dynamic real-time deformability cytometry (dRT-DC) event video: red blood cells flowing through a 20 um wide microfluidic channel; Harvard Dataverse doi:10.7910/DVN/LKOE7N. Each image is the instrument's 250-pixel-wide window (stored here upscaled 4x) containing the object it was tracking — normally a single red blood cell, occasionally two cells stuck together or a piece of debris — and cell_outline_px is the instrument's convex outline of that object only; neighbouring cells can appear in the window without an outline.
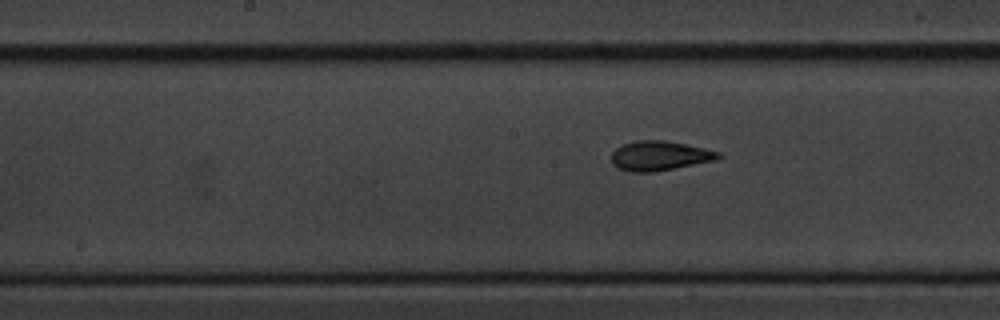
{"species": "common noctule bat (a hibernating species)", "species_latin": "Nyctalus noctula", "temperature_condition": "cold", "stored_images_in_passage": 7, "camera_frame_rate_fps": 3000, "um_per_image_px": 0.085, "animal": {"sex": "male", "body_mass_g": 20.1, "forearm_length_mm": 53.5}, "frame": {"image": 1, "passage_image": 7, "time_ms": 10.333, "image_size_px": [1000, 320], "cell_outline_px": [[724, 156], [716, 160], [656, 172], [628, 172], [616, 168], [612, 164], [612, 152], [616, 148], [624, 144], [636, 140], [664, 140], [704, 148], [720, 152]], "centroid_in_image_um": [56.06, 13.25], "position_along_channel_um": 192.1, "area_um2": 18.61}}